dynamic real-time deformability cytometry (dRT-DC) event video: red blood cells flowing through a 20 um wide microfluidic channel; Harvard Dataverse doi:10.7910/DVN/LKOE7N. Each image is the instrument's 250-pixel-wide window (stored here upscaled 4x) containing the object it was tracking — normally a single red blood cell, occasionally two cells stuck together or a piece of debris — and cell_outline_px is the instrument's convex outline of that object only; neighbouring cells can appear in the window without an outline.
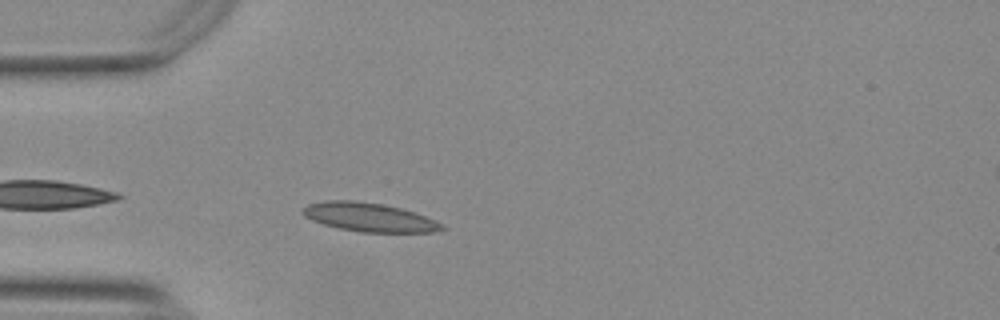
{"species": "Egyptian fruit bat (a non-hibernating species)", "species_latin": "Rousettus aegyptiacus", "temperature_condition": "warm", "stored_images_in_passage": 42, "camera_frame_rate_fps": 3000, "um_per_image_px": 0.085, "animal": {"sex": "female"}, "frame": {"image": 1, "passage_image": 3, "time_ms": 0.667, "image_size_px": [1000, 320], "cell_outline_px": [[448, 228], [432, 232], [360, 232], [340, 228], [324, 224], [312, 220], [304, 216], [300, 212], [308, 204], [324, 200], [352, 200], [380, 204], [400, 208], [424, 216], [444, 224]], "centroid_in_image_um": [31.36, 18.46], "position_along_channel_um": 53.6, "area_um2": 23.12}}
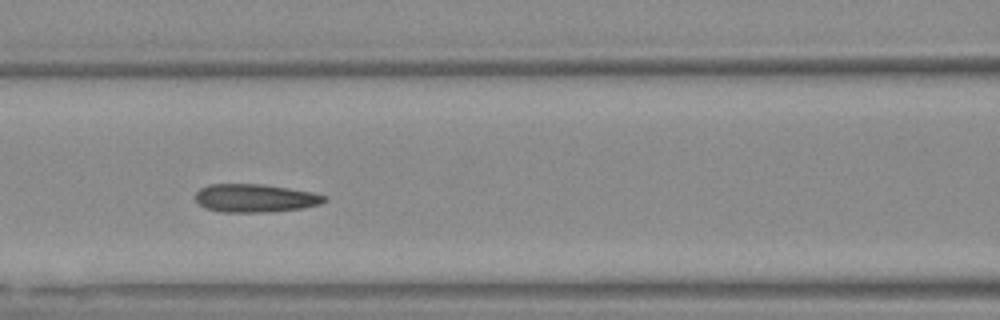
{"frame": {"image": 2, "passage_image": 11, "time_ms": 3.333, "image_size_px": [1000, 320], "cell_outline_px": [[328, 200], [320, 204], [304, 208], [272, 212], [220, 212], [204, 208], [196, 200], [196, 192], [200, 188], [208, 184], [260, 184], [288, 188], [312, 192], [328, 196]], "centroid_in_image_um": [21.71, 16.85], "position_along_channel_um": 144.9, "area_um2": 21.39}}
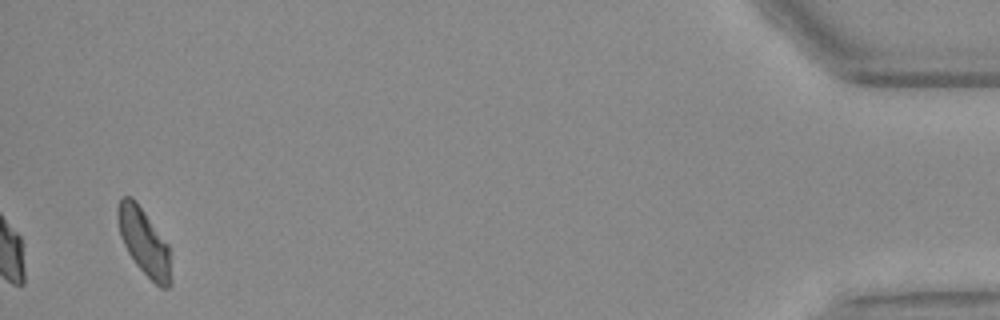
{"frame": {"image": 3, "passage_image": 40, "time_ms": 13.0, "image_size_px": [1000, 320], "cell_outline_px": [[172, 284], [168, 288], [160, 288], [136, 264], [128, 252], [120, 236], [116, 212], [116, 208], [120, 196], [132, 196], [168, 244]], "centroid_in_image_um": [12.23, 20.55], "position_along_channel_um": 423.0, "area_um2": 20.58}, "authors_computed_cell_mechanics": {"area_um2": 21.1548, "velocity_mm_per_s": 3.7358, "shape_relaxation_time_tau1_ms": 4.2145, "shape_relaxation_time_tau2_ms": 1.6632, "deformation_change_tau1": 0.1453, "deformation_change_tau2": 0.1001}}